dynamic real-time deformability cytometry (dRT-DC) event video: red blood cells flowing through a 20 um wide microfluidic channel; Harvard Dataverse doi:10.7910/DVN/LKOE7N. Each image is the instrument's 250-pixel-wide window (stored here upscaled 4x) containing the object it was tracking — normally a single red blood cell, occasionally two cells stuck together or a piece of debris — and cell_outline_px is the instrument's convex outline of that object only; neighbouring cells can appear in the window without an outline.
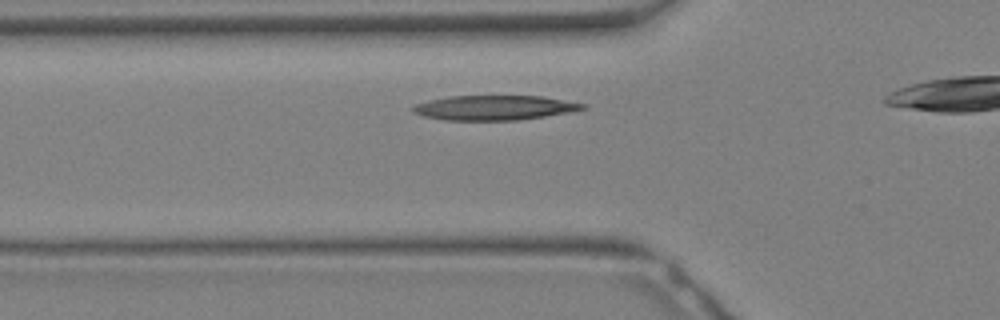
{"species": "Egyptian fruit bat (a non-hibernating species)", "species_latin": "Rousettus aegyptiacus", "temperature_condition": "warm", "stored_images_in_passage": 21, "camera_frame_rate_fps": 3000, "um_per_image_px": 0.085, "animal": {"sex": "female"}, "frame": {"image": 1, "passage_image": 6, "time_ms": 1.667, "image_size_px": [1000, 320], "cell_outline_px": [[588, 108], [568, 112], [520, 120], [444, 120], [424, 116], [412, 112], [412, 108], [416, 104], [428, 100], [448, 96], [544, 96], [588, 104]], "centroid_in_image_um": [42.04, 9.15], "position_along_channel_um": 83.8, "area_um2": 24.51}}
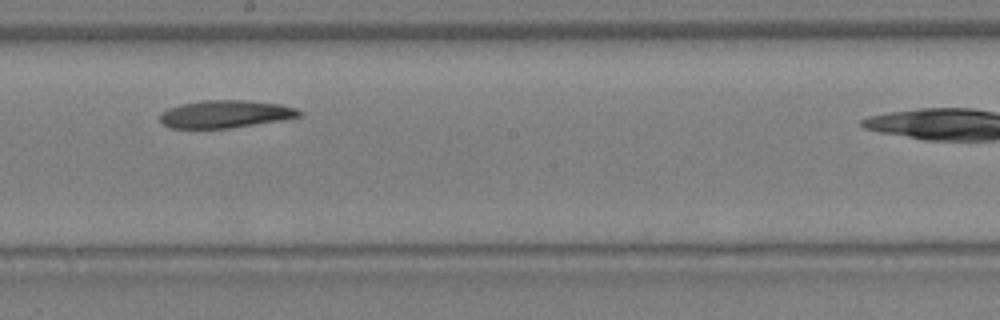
{"frame": {"image": 2, "passage_image": 13, "time_ms": 4.0, "image_size_px": [1000, 320], "cell_outline_px": [[304, 116], [280, 120], [228, 128], [172, 128], [160, 124], [160, 112], [168, 108], [180, 104], [204, 100], [248, 100], [280, 104], [296, 108], [304, 112]], "centroid_in_image_um": [19.15, 9.69], "position_along_channel_um": 229.0, "area_um2": 22.54}}
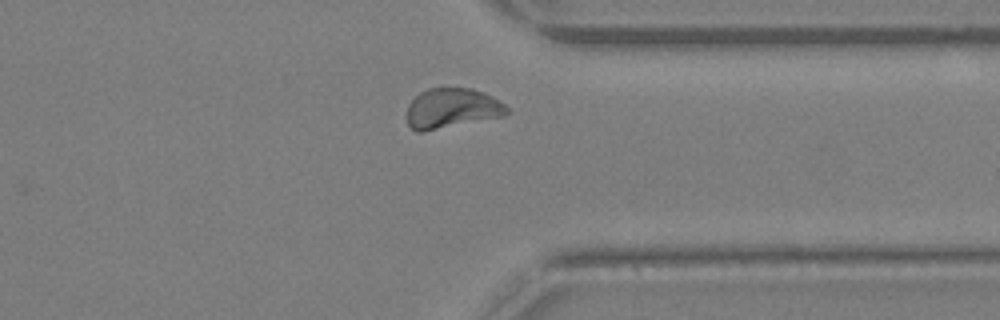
{"frame": {"image": 3, "passage_image": 20, "time_ms": 6.333, "image_size_px": [1000, 320], "cell_outline_px": [[508, 112], [504, 116], [420, 132], [416, 132], [408, 124], [408, 104], [420, 92], [428, 88], [444, 84], [472, 88], [484, 92], [492, 96], [504, 104], [508, 108]], "centroid_in_image_um": [38.41, 9.15], "position_along_channel_um": 373.0, "area_um2": 23.76}}